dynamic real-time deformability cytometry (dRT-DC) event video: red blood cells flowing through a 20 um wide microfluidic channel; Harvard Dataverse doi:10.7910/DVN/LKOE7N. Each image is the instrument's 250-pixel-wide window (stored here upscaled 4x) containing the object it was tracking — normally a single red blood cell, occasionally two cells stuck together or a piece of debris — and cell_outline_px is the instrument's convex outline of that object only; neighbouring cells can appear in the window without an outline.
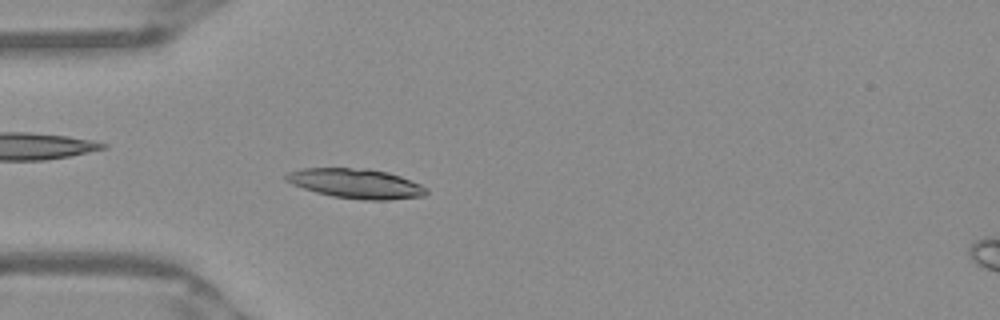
{"species": "Egyptian fruit bat (a non-hibernating species)", "species_latin": "Rousettus aegyptiacus", "temperature_condition": "warm", "stored_images_in_passage": 51, "camera_frame_rate_fps": 3000, "um_per_image_px": 0.085, "frame": {"image": 1, "passage_image": 15, "time_ms": 4.667, "image_size_px": [1000, 320], "cell_outline_px": [[428, 192], [424, 196], [388, 200], [364, 200], [332, 196], [316, 192], [292, 184], [284, 180], [284, 176], [288, 172], [300, 168], [368, 168], [388, 172], [400, 176], [420, 184], [428, 188]], "centroid_in_image_um": [30.26, 15.59], "position_along_channel_um": 54.7, "area_um2": 24.39}}
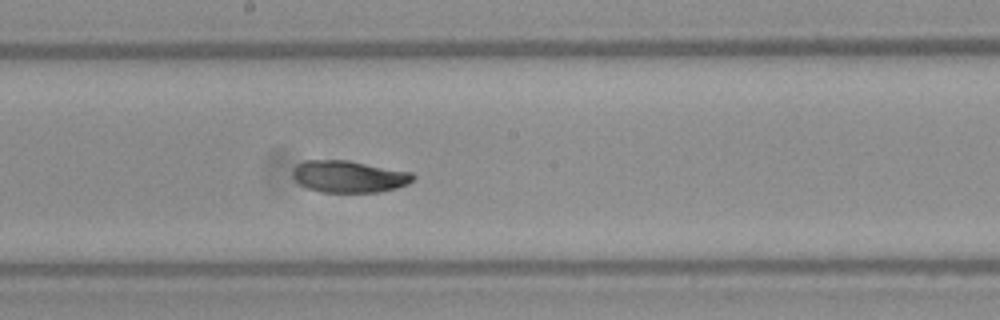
{"frame": {"image": 2, "passage_image": 28, "time_ms": 9.0, "image_size_px": [1000, 320], "cell_outline_px": [[416, 176], [408, 184], [396, 188], [380, 192], [320, 192], [308, 188], [300, 184], [292, 176], [292, 172], [296, 164], [304, 160], [348, 160], [412, 172]], "centroid_in_image_um": [29.66, 15.0], "position_along_channel_um": 218.5, "area_um2": 22.48}}
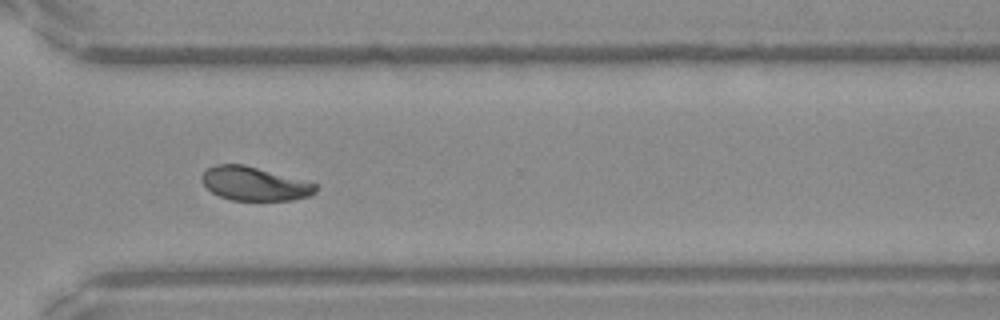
{"frame": {"image": 3, "passage_image": 38, "time_ms": 12.333, "image_size_px": [1000, 320], "cell_outline_px": [[316, 192], [312, 196], [292, 200], [232, 200], [220, 196], [212, 192], [200, 180], [200, 176], [208, 168], [220, 164], [244, 164], [316, 184]], "centroid_in_image_um": [21.61, 15.62], "position_along_channel_um": 349.0, "area_um2": 22.14}, "authors_computed_cell_mechanics": {"area_um2": 22.7732, "velocity_mm_per_s": 3.9167, "shape_relaxation_time_tau1_ms": 4.2913, "shape_relaxation_time_tau2_ms": 1.7027, "deformation_change_tau1": 0.139, "deformation_change_tau2": 0.0568}}